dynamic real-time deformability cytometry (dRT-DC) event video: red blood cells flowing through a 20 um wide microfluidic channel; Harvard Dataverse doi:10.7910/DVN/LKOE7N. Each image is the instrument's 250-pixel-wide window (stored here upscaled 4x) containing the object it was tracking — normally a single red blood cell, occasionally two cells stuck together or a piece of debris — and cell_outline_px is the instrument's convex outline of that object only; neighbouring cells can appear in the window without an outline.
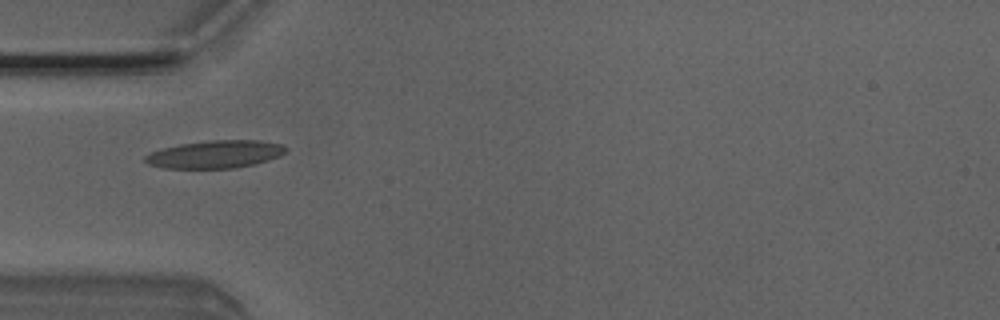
{"species": "Egyptian fruit bat (a non-hibernating species)", "species_latin": "Rousettus aegyptiacus", "temperature_condition": "room temperature", "stored_images_in_passage": 8, "camera_frame_rate_fps": 3000, "um_per_image_px": 0.085, "animal": {"sex": "male"}, "frame": {"image": 1, "passage_image": 4, "time_ms": 1.0, "image_size_px": [1000, 320], "cell_outline_px": [[288, 148], [280, 156], [268, 160], [236, 168], [164, 168], [148, 164], [144, 160], [144, 156], [152, 152], [164, 148], [180, 144], [208, 140], [260, 140], [284, 144]], "centroid_in_image_um": [18.32, 13.1], "position_along_channel_um": 66.7, "area_um2": 22.72}}
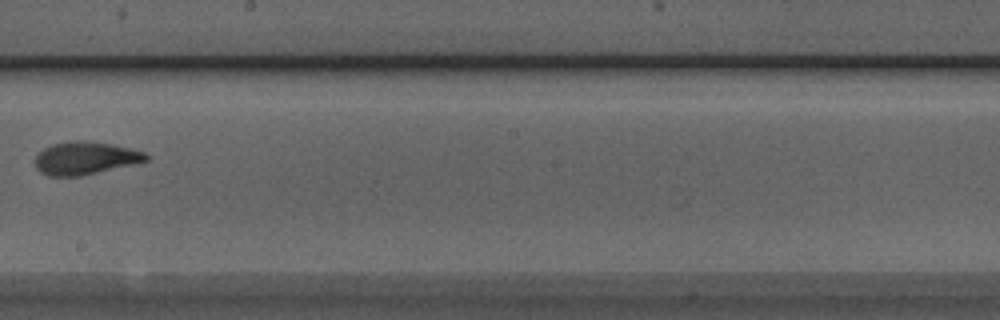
{"frame": {"image": 2, "passage_image": 8, "time_ms": 2.333, "image_size_px": [1000, 320], "cell_outline_px": [[148, 160], [132, 164], [80, 176], [48, 176], [40, 172], [36, 168], [36, 156], [44, 148], [52, 144], [68, 140], [76, 140], [112, 144], [132, 148], [144, 152], [148, 156]], "centroid_in_image_um": [7.22, 13.43], "position_along_channel_um": 241.0, "area_um2": 21.04}}